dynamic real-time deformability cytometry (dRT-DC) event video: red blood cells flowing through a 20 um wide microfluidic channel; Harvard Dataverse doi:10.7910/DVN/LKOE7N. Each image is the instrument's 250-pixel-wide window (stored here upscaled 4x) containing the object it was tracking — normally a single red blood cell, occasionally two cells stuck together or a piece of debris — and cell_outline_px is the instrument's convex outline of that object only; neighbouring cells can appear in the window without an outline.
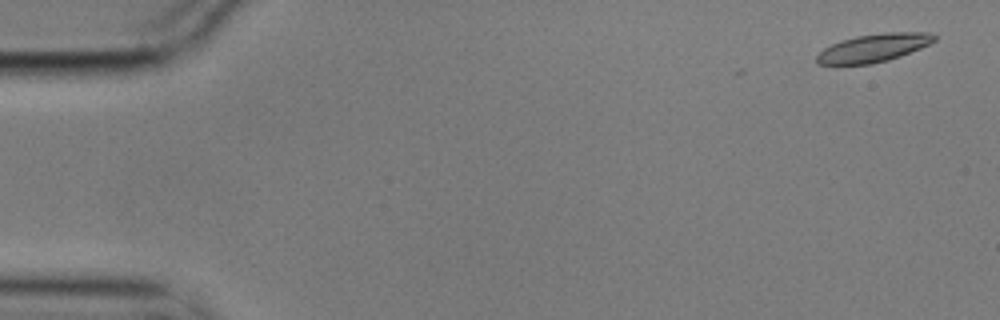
{"species": "common noctule bat (a hibernating species)", "species_latin": "Nyctalus noctula", "temperature_condition": "cold", "stored_images_in_passage": 5, "camera_frame_rate_fps": 3000, "um_per_image_px": 0.085, "animal": {"sex": "male", "body_mass_g": 17.9}, "frame": {"image": 1, "passage_image": 1, "time_ms": 0.0, "image_size_px": [1000, 320], "cell_outline_px": [[936, 40], [920, 48], [900, 56], [888, 60], [872, 64], [816, 64], [816, 56], [824, 48], [840, 40], [856, 36], [884, 32], [932, 32], [936, 36]], "centroid_in_image_um": [74.26, 4.06], "position_along_channel_um": 10.7, "area_um2": 19.25}}
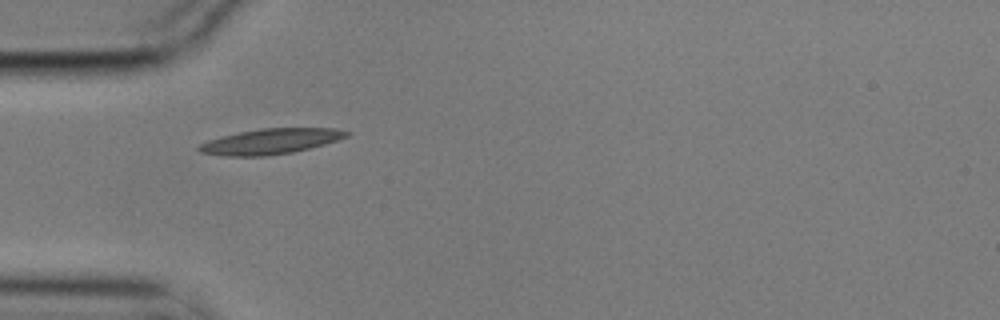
{"frame": {"image": 2, "passage_image": 4, "time_ms": 1.0, "image_size_px": [1000, 320], "cell_outline_px": [[352, 132], [348, 136], [324, 144], [292, 152], [264, 156], [220, 156], [200, 152], [196, 148], [200, 144], [208, 140], [220, 136], [260, 128], [336, 128]], "centroid_in_image_um": [22.97, 12.01], "position_along_channel_um": 62.0, "area_um2": 21.85}}
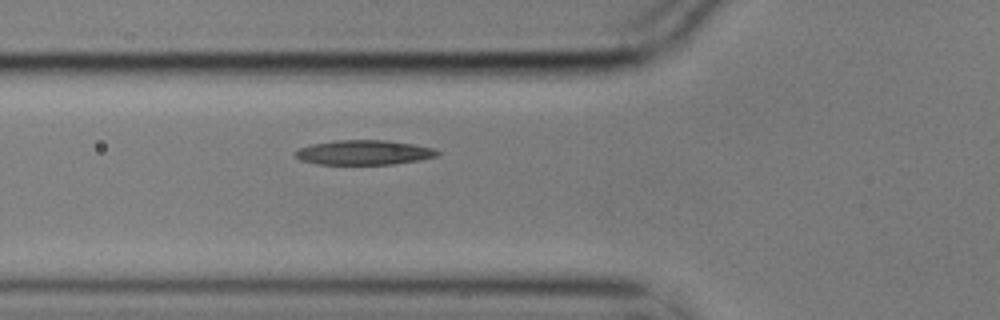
{"frame": {"image": 3, "passage_image": 5, "time_ms": 1.333, "image_size_px": [1000, 320], "cell_outline_px": [[440, 156], [420, 160], [392, 164], [316, 164], [300, 160], [292, 156], [292, 152], [300, 148], [312, 144], [336, 140], [384, 140], [412, 144], [432, 148], [440, 152]], "centroid_in_image_um": [30.89, 12.96], "position_along_channel_um": 94.9, "area_um2": 20.52}}